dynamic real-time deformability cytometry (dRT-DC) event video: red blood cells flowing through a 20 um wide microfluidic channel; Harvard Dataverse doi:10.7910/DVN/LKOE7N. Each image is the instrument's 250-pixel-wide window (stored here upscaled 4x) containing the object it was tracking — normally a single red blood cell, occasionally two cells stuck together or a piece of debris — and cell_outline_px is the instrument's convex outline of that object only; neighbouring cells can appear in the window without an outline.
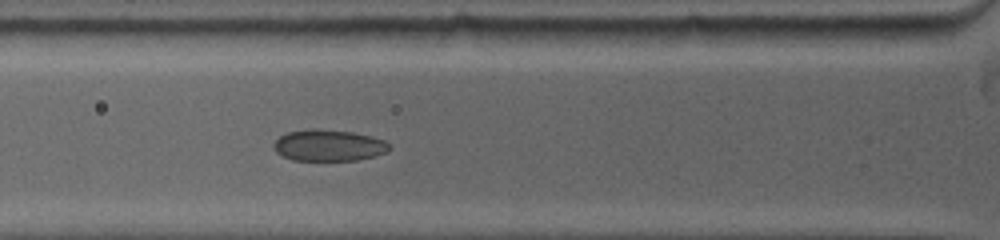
{"species": "common noctule bat (a hibernating species)", "species_latin": "Nyctalus noctula", "temperature_condition": "warm", "stored_images_in_passage": 4, "camera_frame_rate_fps": 5000, "um_per_image_px": 0.085, "animal": {"sex": "female", "body_mass_g": 19.0, "forearm_length_mm": 53.3}, "frame": {"image": 1, "passage_image": 4, "time_ms": 2.6, "image_size_px": [1000, 240], "cell_outline_px": [[388, 152], [356, 160], [292, 160], [276, 152], [272, 144], [280, 136], [288, 132], [312, 128], [352, 132], [384, 140], [388, 144]], "centroid_in_image_um": [27.89, 12.35], "position_along_channel_um": 97.9, "area_um2": 20.87}}